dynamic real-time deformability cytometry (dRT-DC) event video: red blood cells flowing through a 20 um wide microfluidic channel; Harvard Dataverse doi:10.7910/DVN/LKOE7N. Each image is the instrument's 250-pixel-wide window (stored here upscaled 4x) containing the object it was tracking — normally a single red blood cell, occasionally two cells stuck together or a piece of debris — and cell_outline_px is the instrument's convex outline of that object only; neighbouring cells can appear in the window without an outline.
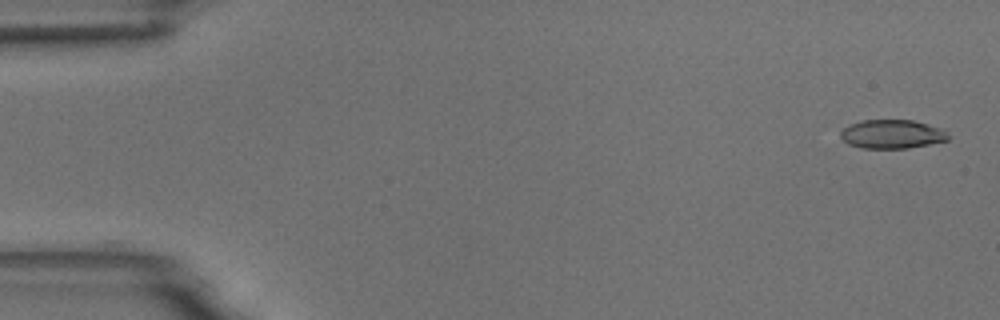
{"species": "common noctule bat (a hibernating species)", "species_latin": "Nyctalus noctula", "temperature_condition": "room temperature", "stored_images_in_passage": 4, "camera_frame_rate_fps": 3000, "um_per_image_px": 0.085, "animal": {"sex": "male", "body_mass_g": 18.8}, "frame": {"image": 1, "passage_image": 1, "time_ms": 0.0, "image_size_px": [1000, 320], "cell_outline_px": [[948, 140], [908, 148], [860, 148], [848, 144], [840, 136], [840, 132], [844, 128], [860, 120], [912, 120], [940, 128], [948, 132]], "centroid_in_image_um": [75.8, 11.4], "position_along_channel_um": 9.2, "area_um2": 17.92}}
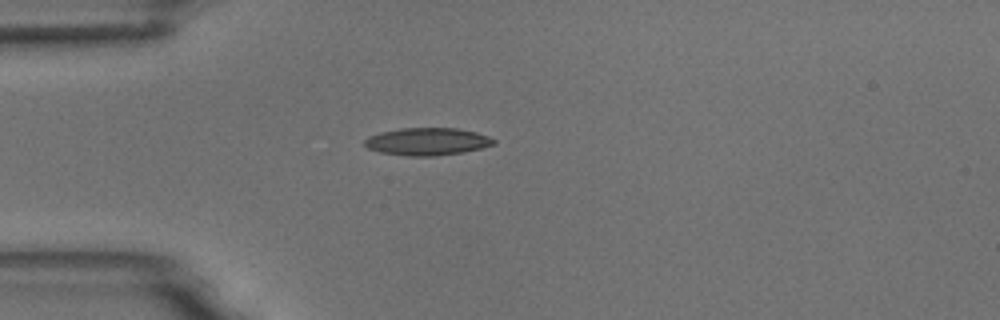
{"frame": {"image": 2, "passage_image": 4, "time_ms": 4.333, "image_size_px": [1000, 320], "cell_outline_px": [[496, 144], [464, 152], [432, 156], [408, 156], [380, 152], [368, 148], [364, 144], [364, 140], [368, 136], [380, 132], [400, 128], [456, 128], [476, 132], [488, 136], [496, 140]], "centroid_in_image_um": [36.31, 12.03], "position_along_channel_um": 48.7, "area_um2": 20.69}}